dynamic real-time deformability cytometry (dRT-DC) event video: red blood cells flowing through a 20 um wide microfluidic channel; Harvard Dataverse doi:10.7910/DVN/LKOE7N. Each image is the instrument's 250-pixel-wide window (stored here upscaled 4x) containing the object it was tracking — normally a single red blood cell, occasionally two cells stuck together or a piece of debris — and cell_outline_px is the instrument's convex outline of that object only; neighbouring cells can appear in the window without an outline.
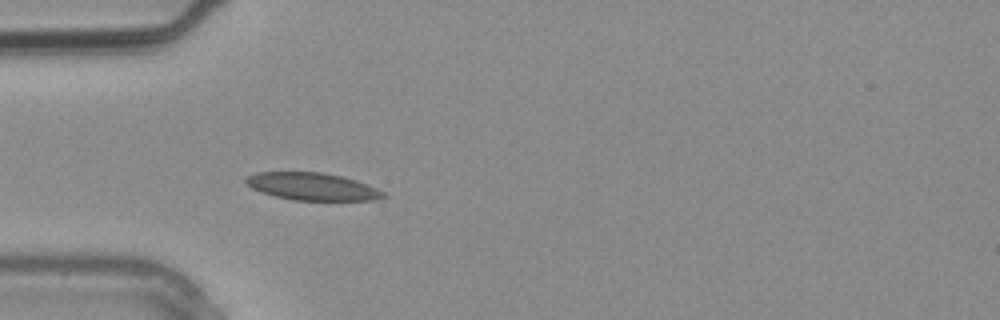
{"species": "common noctule bat (a hibernating species)", "species_latin": "Nyctalus noctula", "temperature_condition": "warm", "stored_images_in_passage": 1, "camera_frame_rate_fps": 3000, "um_per_image_px": 0.085, "animal": {"sex": "male", "body_mass_g": 20.4}, "frame": {"image": 1, "passage_image": 1, "time_ms": 0.0, "image_size_px": [1000, 320], "cell_outline_px": [[388, 196], [376, 200], [292, 200], [276, 196], [252, 188], [244, 180], [248, 176], [256, 172], [320, 172], [340, 176], [356, 180], [376, 188], [384, 192]], "centroid_in_image_um": [26.57, 15.85], "position_along_channel_um": 58.4, "area_um2": 21.73}}